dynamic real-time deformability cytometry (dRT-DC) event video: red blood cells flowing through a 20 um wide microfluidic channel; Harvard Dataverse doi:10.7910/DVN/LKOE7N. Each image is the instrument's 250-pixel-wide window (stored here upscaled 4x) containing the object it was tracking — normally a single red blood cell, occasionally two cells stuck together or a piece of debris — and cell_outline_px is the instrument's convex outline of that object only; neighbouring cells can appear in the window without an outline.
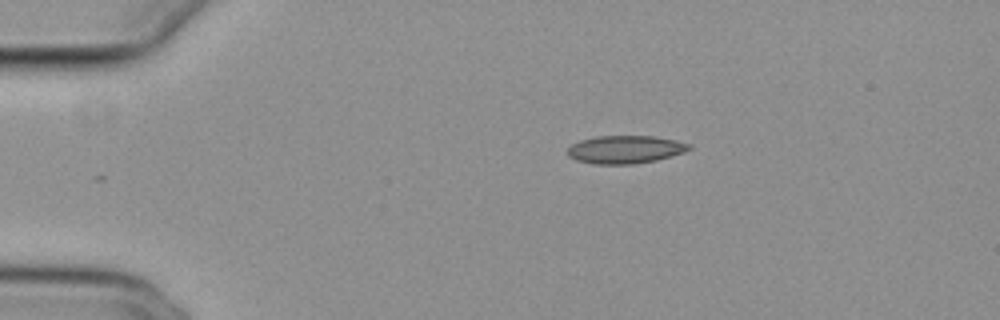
{"species": "common noctule bat (a hibernating species)", "species_latin": "Nyctalus noctula", "temperature_condition": "cold", "stored_images_in_passage": 37, "camera_frame_rate_fps": 3000, "um_per_image_px": 0.085, "animal": {"sex": "female", "body_mass_g": 29.2, "forearm_length_mm": 56.3}, "frame": {"image": 1, "passage_image": 1, "time_ms": 0.0, "image_size_px": [1000, 320], "cell_outline_px": [[692, 148], [684, 152], [672, 156], [656, 160], [632, 164], [592, 164], [576, 160], [568, 156], [568, 148], [572, 144], [580, 140], [596, 136], [656, 136], [676, 140], [692, 144]], "centroid_in_image_um": [53.16, 12.7], "position_along_channel_um": 31.8, "area_um2": 19.94}}
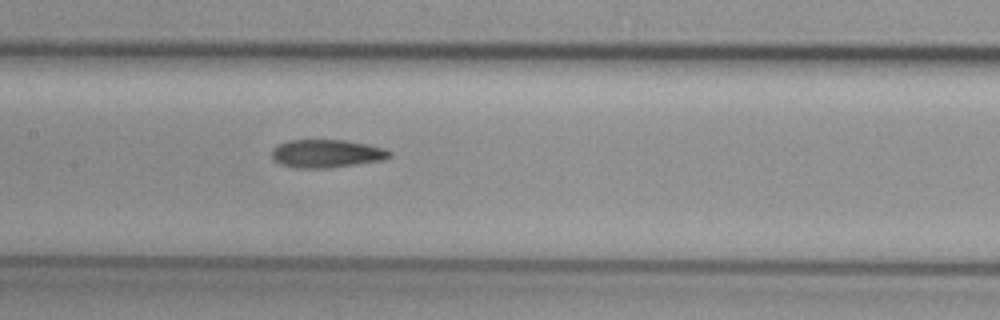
{"frame": {"image": 2, "passage_image": 17, "time_ms": 5.333, "image_size_px": [1000, 320], "cell_outline_px": [[392, 156], [384, 160], [328, 168], [296, 168], [280, 164], [272, 156], [272, 148], [288, 140], [344, 140], [368, 144], [384, 148], [392, 152]], "centroid_in_image_um": [27.79, 13.05], "position_along_channel_um": 179.6, "area_um2": 19.31}}
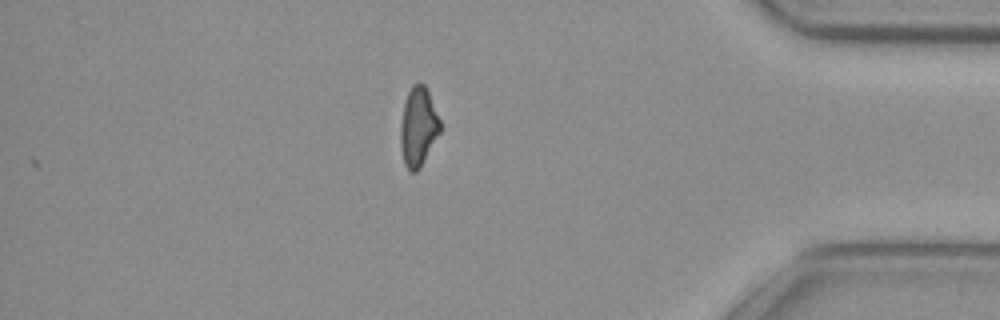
{"frame": {"image": 3, "passage_image": 37, "time_ms": 12.0, "image_size_px": [1000, 320], "cell_outline_px": [[440, 132], [420, 168], [416, 172], [408, 172], [404, 164], [400, 148], [400, 124], [404, 104], [408, 92], [412, 84], [424, 84], [428, 92], [440, 120]], "centroid_in_image_um": [35.53, 10.83], "position_along_channel_um": 399.7, "area_um2": 18.21}, "authors_computed_cell_mechanics": {"area_um2": 19.4208, "velocity_mm_per_s": 3.8074, "shape_relaxation_time_tau1_ms": null, "shape_relaxation_time_tau2_ms": 5.1411, "deformation_change_tau1": null, "deformation_change_tau2": 0.1294}}